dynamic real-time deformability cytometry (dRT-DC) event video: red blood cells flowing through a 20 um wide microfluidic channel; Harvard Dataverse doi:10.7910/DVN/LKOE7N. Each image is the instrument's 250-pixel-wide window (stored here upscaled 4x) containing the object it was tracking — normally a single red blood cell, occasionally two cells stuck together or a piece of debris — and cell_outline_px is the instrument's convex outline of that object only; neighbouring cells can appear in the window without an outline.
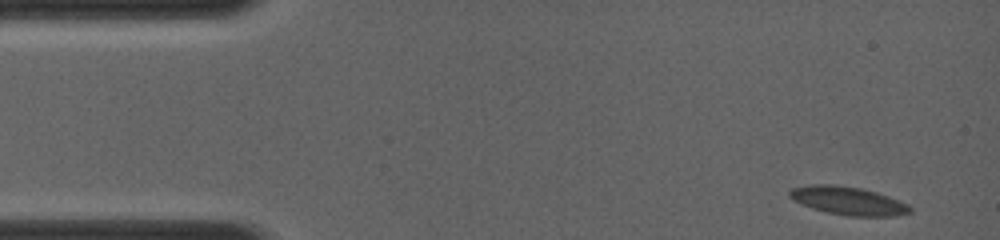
{"species": "common noctule bat (a hibernating species)", "species_latin": "Nyctalus noctula", "temperature_condition": "room temperature", "stored_images_in_passage": 8, "camera_frame_rate_fps": 4000, "um_per_image_px": 0.085, "animal": {"sex": "female", "body_mass_g": 19.0, "forearm_length_mm": 56.7}, "frame": {"image": 1, "passage_image": 1, "time_ms": 0.0, "image_size_px": [1000, 240], "cell_outline_px": [[912, 212], [896, 216], [848, 216], [828, 212], [812, 208], [792, 200], [788, 196], [788, 192], [792, 188], [812, 184], [836, 184], [860, 188], [876, 192], [888, 196], [908, 204], [912, 208]], "centroid_in_image_um": [72.09, 17.06], "position_along_channel_um": 12.9, "area_um2": 19.88}}